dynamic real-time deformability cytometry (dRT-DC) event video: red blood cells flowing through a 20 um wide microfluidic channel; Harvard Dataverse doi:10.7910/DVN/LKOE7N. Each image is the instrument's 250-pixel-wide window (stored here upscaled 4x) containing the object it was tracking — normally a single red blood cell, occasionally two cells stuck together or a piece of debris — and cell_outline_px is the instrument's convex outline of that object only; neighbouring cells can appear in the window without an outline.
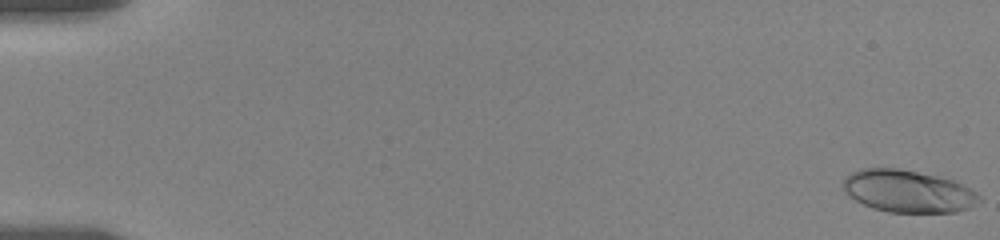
{"species": "human", "species_latin": "Homo sapiens", "temperature_condition": "room temperature", "stored_images_in_passage": 78, "camera_frame_rate_fps": 3000, "um_per_image_px": 0.085, "donor": {"sex": "female"}, "frame": {"image": 1, "passage_image": 1, "time_ms": 0.0, "image_size_px": [1000, 240], "cell_outline_px": [[984, 200], [968, 208], [956, 212], [888, 212], [872, 208], [848, 196], [844, 188], [844, 180], [852, 172], [860, 168], [900, 168], [936, 176], [952, 180], [972, 188]], "centroid_in_image_um": [77.21, 16.26], "position_along_channel_um": 7.8, "area_um2": 33.52}}
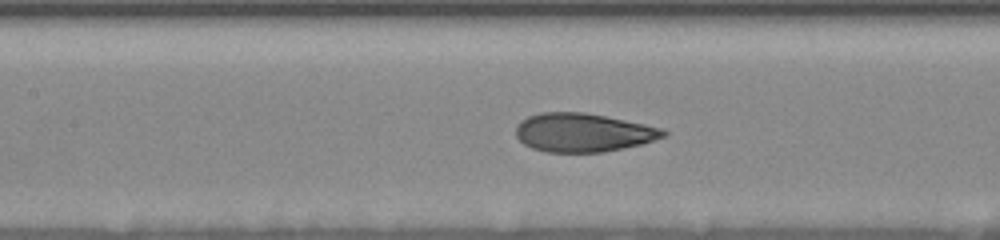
{"frame": {"image": 2, "passage_image": 41, "time_ms": 9.0, "image_size_px": [1000, 240], "cell_outline_px": [[668, 132], [664, 136], [640, 144], [624, 148], [604, 152], [544, 152], [532, 148], [524, 144], [516, 136], [516, 124], [520, 120], [528, 116], [540, 112], [584, 112], [644, 124], [660, 128]], "centroid_in_image_um": [49.5, 11.26], "position_along_channel_um": 157.9, "area_um2": 33.06}}
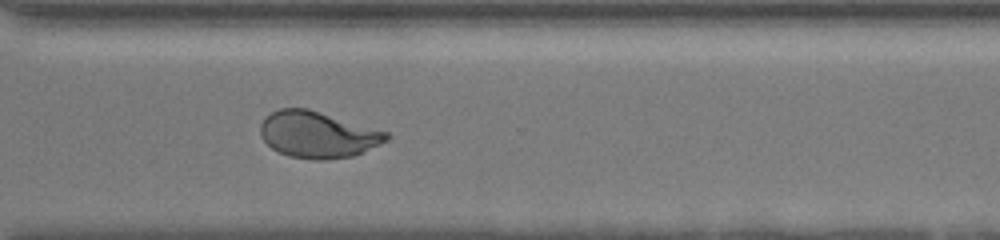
{"frame": {"image": 3, "passage_image": 77, "time_ms": 14.333, "image_size_px": [1000, 240], "cell_outline_px": [[392, 136], [388, 140], [352, 156], [324, 160], [316, 160], [288, 156], [272, 148], [260, 136], [260, 124], [264, 116], [280, 108], [308, 108], [388, 132]], "centroid_in_image_um": [26.98, 11.43], "position_along_channel_um": 343.6, "area_um2": 34.04}}